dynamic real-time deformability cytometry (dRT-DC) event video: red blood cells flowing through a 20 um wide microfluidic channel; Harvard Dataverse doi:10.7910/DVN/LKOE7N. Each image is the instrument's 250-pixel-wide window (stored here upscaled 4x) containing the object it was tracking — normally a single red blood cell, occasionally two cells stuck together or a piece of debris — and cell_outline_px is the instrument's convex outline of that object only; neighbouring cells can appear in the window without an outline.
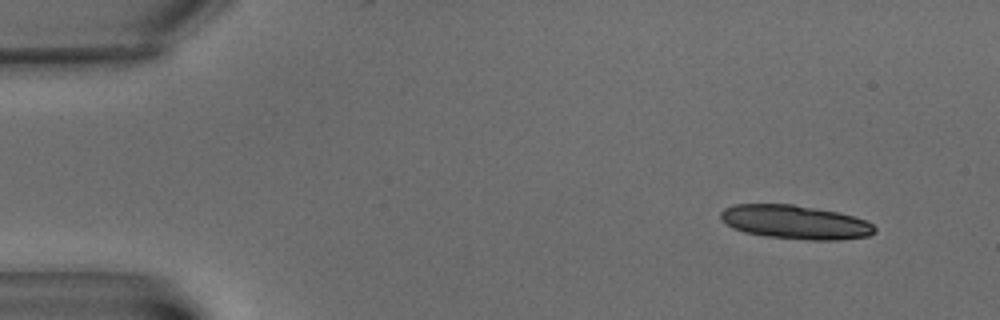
{"species": "common noctule bat (a hibernating species)", "species_latin": "Nyctalus noctula", "temperature_condition": "warm", "stored_images_in_passage": 4, "camera_frame_rate_fps": 3000, "um_per_image_px": 0.085, "animal": {"sex": "male", "body_mass_g": 15.6}, "frame": {"image": 1, "passage_image": 1, "time_ms": 0.0, "image_size_px": [1000, 320], "cell_outline_px": [[876, 232], [868, 236], [836, 240], [812, 240], [764, 236], [744, 232], [732, 228], [720, 216], [720, 212], [724, 208], [732, 204], [792, 204], [816, 208], [836, 212], [852, 216], [864, 220], [872, 224], [876, 228]], "centroid_in_image_um": [67.57, 18.88], "position_along_channel_um": 17.4, "area_um2": 30.23}}